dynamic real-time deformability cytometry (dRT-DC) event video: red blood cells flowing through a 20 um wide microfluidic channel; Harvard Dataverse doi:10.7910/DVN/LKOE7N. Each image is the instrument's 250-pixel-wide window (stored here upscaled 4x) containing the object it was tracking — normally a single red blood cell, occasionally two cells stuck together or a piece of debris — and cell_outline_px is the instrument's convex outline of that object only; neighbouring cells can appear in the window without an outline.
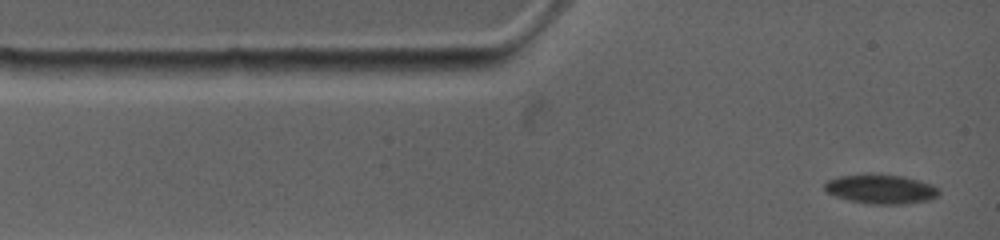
{"species": "common noctule bat (a hibernating species)", "species_latin": "Nyctalus noctula", "temperature_condition": "warm", "stored_images_in_passage": 44, "camera_frame_rate_fps": 4500, "um_per_image_px": 0.085, "animal": {"sex": "female", "body_mass_g": 19.0, "forearm_length_mm": 53.3}, "frame": {"image": 1, "passage_image": 1, "time_ms": 0.0, "image_size_px": [1000, 240], "cell_outline_px": [[940, 192], [932, 200], [904, 204], [868, 204], [848, 200], [824, 192], [824, 184], [828, 180], [840, 176], [904, 176], [920, 180], [932, 184], [940, 188]], "centroid_in_image_um": [74.92, 16.11], "position_along_channel_um": 10.1, "area_um2": 19.25}}
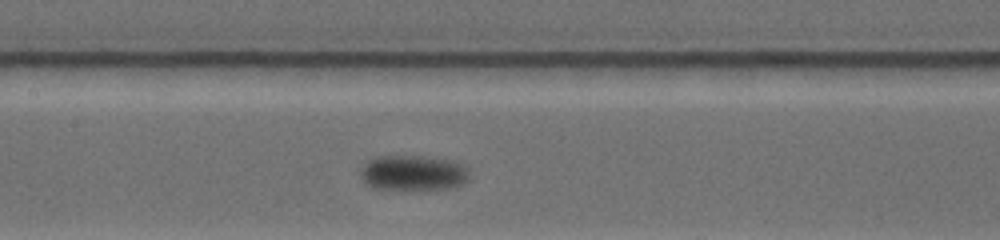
{"frame": {"image": 2, "passage_image": 25, "time_ms": 5.556, "image_size_px": [1000, 240], "cell_outline_px": [[468, 180], [464, 184], [452, 188], [372, 188], [364, 184], [360, 176], [360, 168], [364, 160], [376, 156], [420, 156], [444, 160], [464, 164], [468, 168]], "centroid_in_image_um": [35.05, 14.68], "position_along_channel_um": 172.4, "area_um2": 22.37}}
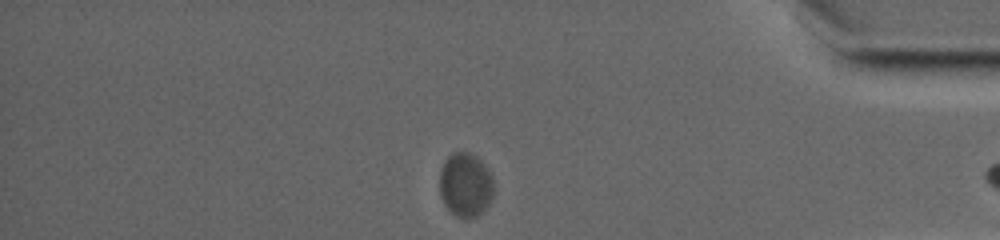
{"frame": {"image": 3, "passage_image": 42, "time_ms": 12.889, "image_size_px": [1000, 240], "cell_outline_px": [[492, 196], [488, 204], [476, 216], [468, 220], [464, 220], [456, 216], [444, 204], [440, 196], [440, 168], [444, 160], [452, 152], [468, 152], [476, 156], [488, 168], [492, 176]], "centroid_in_image_um": [39.54, 15.7], "position_along_channel_um": 395.7, "area_um2": 20.29}, "authors_computed_cell_mechanics": {"area_um2": 21.1548, "velocity_mm_per_s": 3.5309, "shape_relaxation_time_tau1_ms": 1.1936, "shape_relaxation_time_tau2_ms": null, "deformation_change_tau1": 0.0582, "deformation_change_tau2": null}}